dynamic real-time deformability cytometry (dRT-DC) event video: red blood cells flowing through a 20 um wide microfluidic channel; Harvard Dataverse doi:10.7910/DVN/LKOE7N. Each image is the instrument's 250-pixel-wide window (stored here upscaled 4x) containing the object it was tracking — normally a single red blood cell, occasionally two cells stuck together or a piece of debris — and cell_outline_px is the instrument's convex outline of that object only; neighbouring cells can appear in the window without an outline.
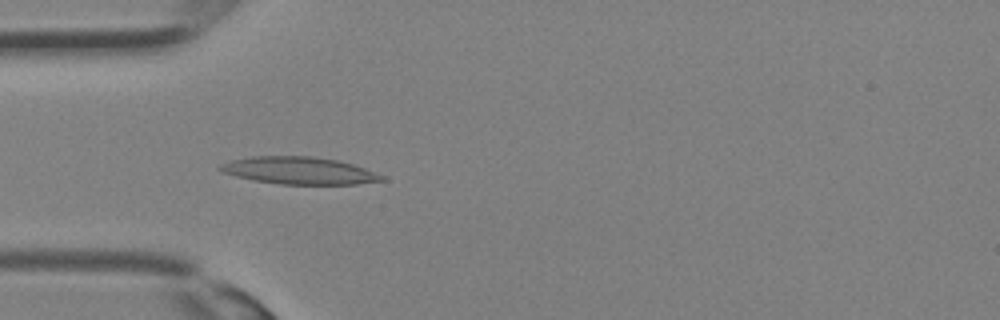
{"species": "Egyptian fruit bat (a non-hibernating species)", "species_latin": "Rousettus aegyptiacus", "temperature_condition": "room temperature", "stored_images_in_passage": 32, "camera_frame_rate_fps": 3000, "um_per_image_px": 0.085, "animal": {"sex": "female"}, "frame": {"image": 1, "passage_image": 9, "time_ms": 2.667, "image_size_px": [1000, 320], "cell_outline_px": [[388, 180], [356, 184], [280, 184], [256, 180], [236, 176], [220, 172], [216, 168], [220, 164], [232, 160], [252, 156], [312, 156], [336, 160], [352, 164], [364, 168], [384, 176]], "centroid_in_image_um": [25.41, 14.5], "position_along_channel_um": 59.6, "area_um2": 25.61}}
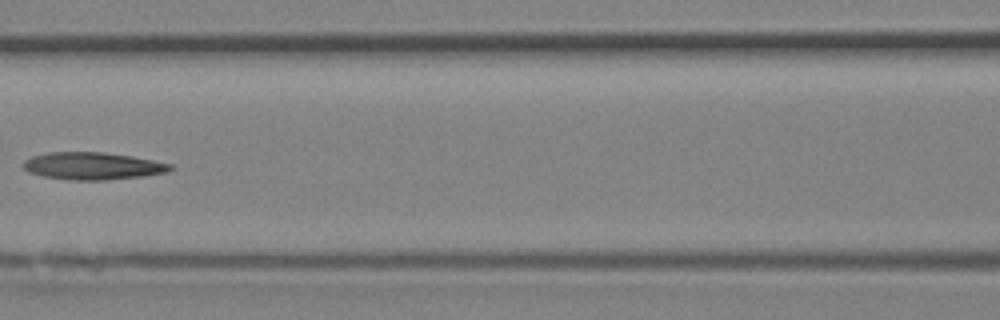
{"frame": {"image": 2, "passage_image": 14, "time_ms": 4.333, "image_size_px": [1000, 320], "cell_outline_px": [[172, 168], [168, 172], [140, 176], [108, 180], [68, 180], [44, 176], [28, 172], [24, 168], [24, 160], [32, 156], [48, 152], [104, 152], [132, 156], [172, 164]], "centroid_in_image_um": [7.86, 14.1], "position_along_channel_um": 158.7, "area_um2": 23.35}}
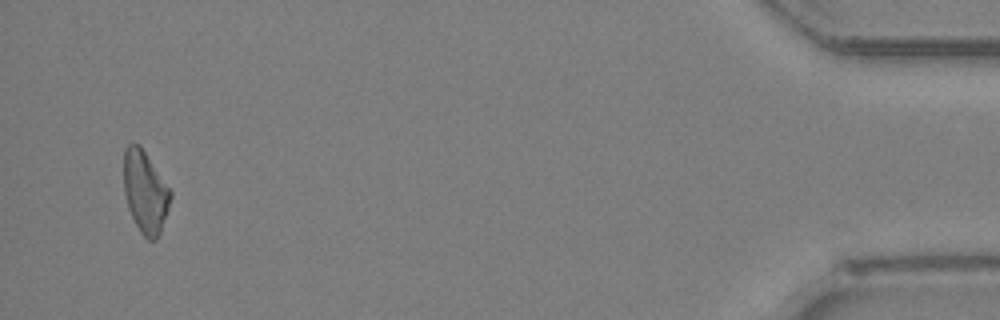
{"frame": {"image": 3, "passage_image": 31, "time_ms": 10.0, "image_size_px": [1000, 320], "cell_outline_px": [[172, 196], [160, 232], [156, 240], [148, 240], [140, 232], [128, 208], [124, 192], [124, 148], [128, 144], [140, 144], [172, 192]], "centroid_in_image_um": [12.33, 16.3], "position_along_channel_um": 422.9, "area_um2": 22.2}}